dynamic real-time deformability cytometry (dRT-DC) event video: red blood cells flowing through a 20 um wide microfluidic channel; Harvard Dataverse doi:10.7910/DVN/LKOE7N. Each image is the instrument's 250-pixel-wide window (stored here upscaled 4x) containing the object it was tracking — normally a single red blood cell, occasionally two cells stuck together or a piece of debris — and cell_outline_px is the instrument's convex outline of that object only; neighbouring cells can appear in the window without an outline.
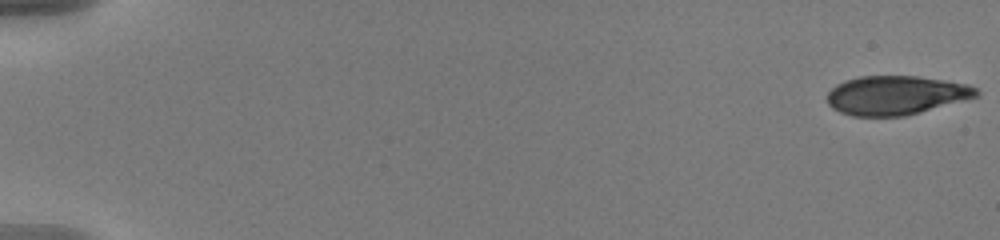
{"species": "human", "species_latin": "Homo sapiens", "temperature_condition": "warm", "stored_images_in_passage": 57, "camera_frame_rate_fps": 3000, "um_per_image_px": 0.085, "donor": {"sex": "male"}, "frame": {"image": 1, "passage_image": 1, "time_ms": 0.0, "image_size_px": [1000, 240], "cell_outline_px": [[980, 96], [920, 112], [904, 116], [852, 116], [840, 112], [832, 108], [828, 104], [828, 92], [836, 84], [844, 80], [860, 76], [916, 76], [968, 84], [976, 88], [980, 92]], "centroid_in_image_um": [76.15, 8.09], "position_along_channel_um": 8.8, "area_um2": 33.93}}
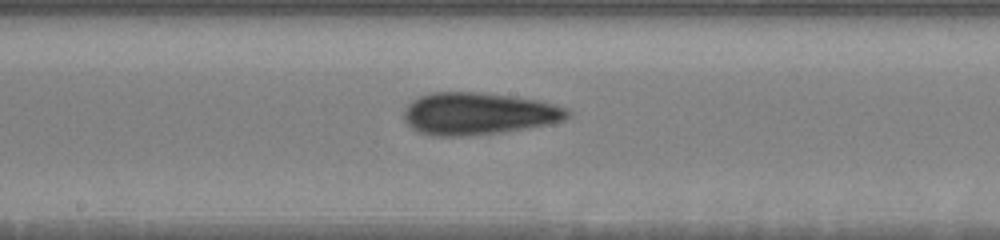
{"frame": {"image": 2, "passage_image": 32, "time_ms": 10.333, "image_size_px": [1000, 240], "cell_outline_px": [[572, 112], [564, 120], [552, 124], [500, 132], [468, 136], [432, 136], [416, 132], [404, 120], [404, 112], [408, 104], [412, 100], [420, 96], [432, 92], [480, 92], [512, 96], [540, 100], [568, 108]], "centroid_in_image_um": [40.67, 9.66], "position_along_channel_um": 207.5, "area_um2": 40.58}}
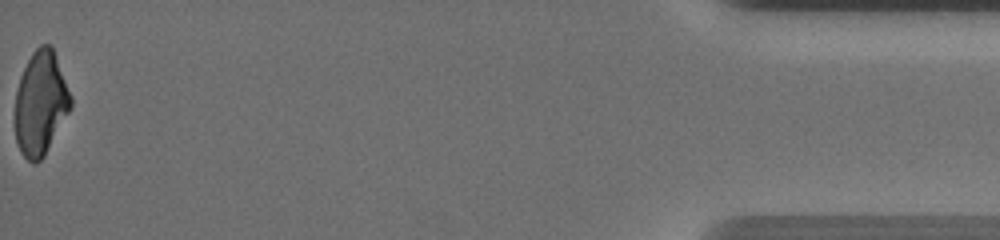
{"frame": {"image": 3, "passage_image": 57, "time_ms": 18.667, "image_size_px": [1000, 240], "cell_outline_px": [[72, 108], [44, 156], [36, 164], [32, 164], [20, 152], [16, 140], [16, 92], [20, 76], [32, 52], [40, 44], [48, 44], [52, 48], [72, 96]], "centroid_in_image_um": [3.47, 8.8], "position_along_channel_um": 431.7, "area_um2": 33.58}, "authors_computed_cell_mechanics": {"area_um2": 36.992, "velocity_mm_per_s": 3.668, "shape_relaxation_time_tau1_ms": 6.1031, "shape_relaxation_time_tau2_ms": 2.4089, "deformation_change_tau1": 0.182, "deformation_change_tau2": 0.1003}}